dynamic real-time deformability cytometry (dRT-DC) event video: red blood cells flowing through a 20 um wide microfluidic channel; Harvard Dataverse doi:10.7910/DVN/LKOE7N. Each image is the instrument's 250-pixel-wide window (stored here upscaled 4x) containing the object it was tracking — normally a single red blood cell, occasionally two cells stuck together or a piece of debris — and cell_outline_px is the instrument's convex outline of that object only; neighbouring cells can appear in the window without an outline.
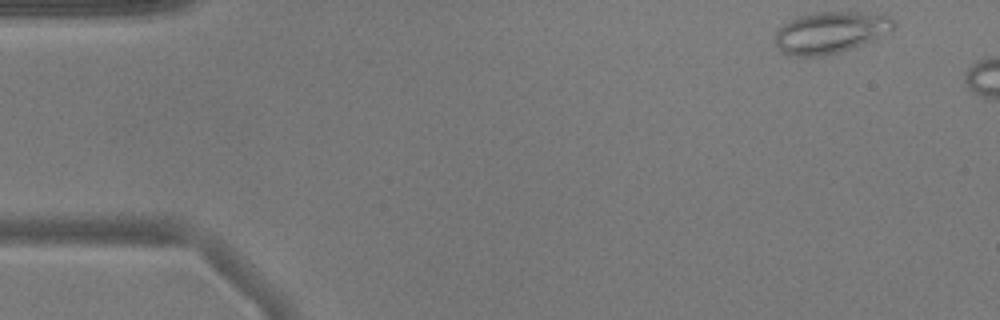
{"species": "common noctule bat (a hibernating species)", "species_latin": "Nyctalus noctula", "temperature_condition": "warm", "stored_images_in_passage": 5, "camera_frame_rate_fps": 3000, "um_per_image_px": 0.085, "animal": {"sex": "male", "body_mass_g": 17.9}, "frame": {"image": 1, "passage_image": 1, "time_ms": 0.0, "image_size_px": [1000, 320], "cell_outline_px": [[896, 28], [872, 40], [840, 52], [816, 56], [796, 56], [780, 52], [772, 40], [776, 28], [800, 16], [816, 12], [860, 12], [892, 16], [896, 20]], "centroid_in_image_um": [70.56, 2.75], "position_along_channel_um": 14.4, "area_um2": 28.9}}